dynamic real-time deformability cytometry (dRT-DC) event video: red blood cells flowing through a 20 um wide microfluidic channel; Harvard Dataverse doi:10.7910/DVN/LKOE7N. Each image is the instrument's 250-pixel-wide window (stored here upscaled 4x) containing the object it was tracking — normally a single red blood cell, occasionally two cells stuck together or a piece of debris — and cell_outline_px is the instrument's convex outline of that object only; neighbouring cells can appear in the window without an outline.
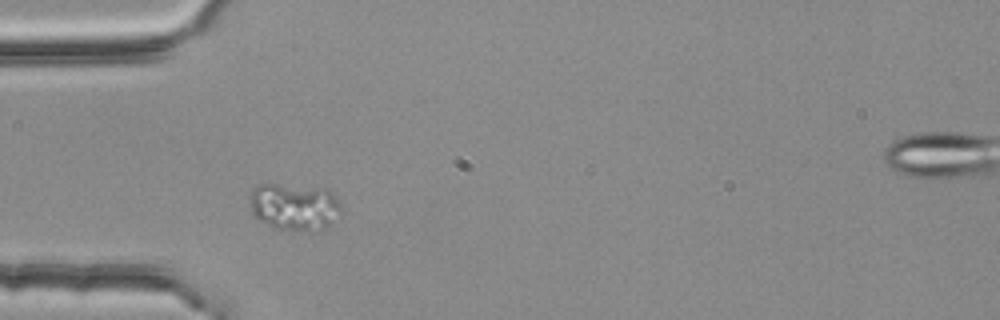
{"species": "common noctule bat (a hibernating species)", "species_latin": "Nyctalus noctula", "temperature_condition": "room temperature", "stored_images_in_passage": 2, "camera_frame_rate_fps": 3000, "um_per_image_px": 0.085, "animal": {"sex": "female", "body_mass_g": 25.1}, "frame": {"image": 1, "passage_image": 1, "time_ms": 0.0, "image_size_px": [1000, 320], "cell_outline_px": [[340, 216], [324, 228], [312, 232], [304, 232], [272, 228], [252, 216], [248, 196], [252, 188], [260, 184], [276, 184], [328, 188], [340, 204]], "centroid_in_image_um": [24.98, 17.59], "position_along_channel_um": 60.0, "area_um2": 25.78}}
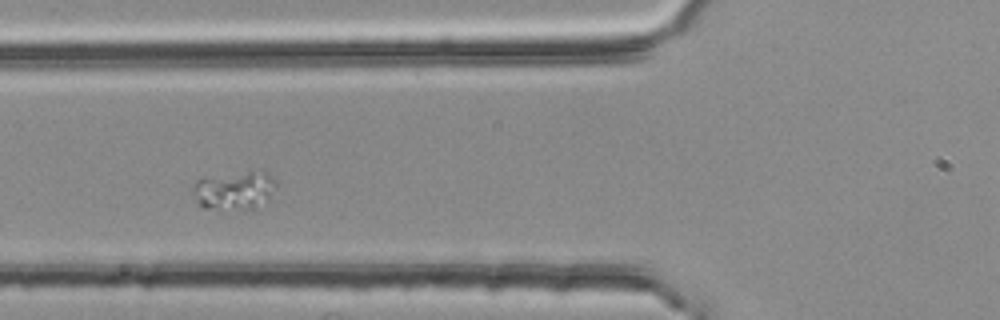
{"frame": {"image": 2, "passage_image": 2, "time_ms": 0.333, "image_size_px": [1000, 320], "cell_outline_px": [[276, 188], [268, 204], [256, 208], [204, 208], [200, 204], [192, 192], [192, 184], [196, 180], [204, 176], [264, 168], [276, 180]], "centroid_in_image_um": [20.0, 16.11], "position_along_channel_um": 105.8, "area_um2": 19.54}}